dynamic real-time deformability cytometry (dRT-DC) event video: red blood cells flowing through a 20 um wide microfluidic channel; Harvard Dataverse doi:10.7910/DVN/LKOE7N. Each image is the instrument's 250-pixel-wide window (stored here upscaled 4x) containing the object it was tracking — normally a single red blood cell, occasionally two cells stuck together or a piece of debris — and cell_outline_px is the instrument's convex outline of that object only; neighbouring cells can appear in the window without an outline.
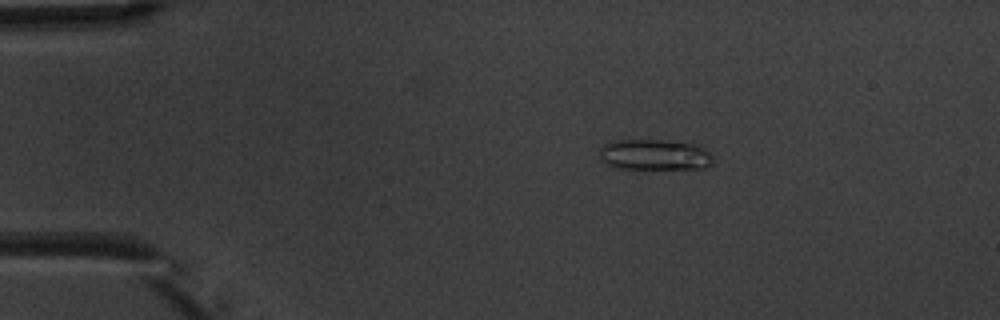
{"species": "common noctule bat (a hibernating species)", "species_latin": "Nyctalus noctula", "temperature_condition": "warm", "stored_images_in_passage": 3, "camera_frame_rate_fps": 3000, "um_per_image_px": 0.085, "animal": {"sex": "male", "body_mass_g": 20.1, "forearm_length_mm": 53.5}, "frame": {"image": 1, "passage_image": 1, "time_ms": 0.0, "image_size_px": [1000, 320], "cell_outline_px": [[712, 164], [704, 168], [620, 168], [608, 164], [600, 156], [600, 148], [604, 144], [612, 140], [660, 140], [692, 144], [704, 148], [712, 156]], "centroid_in_image_um": [55.63, 13.14], "position_along_channel_um": 29.4, "area_um2": 19.94}}